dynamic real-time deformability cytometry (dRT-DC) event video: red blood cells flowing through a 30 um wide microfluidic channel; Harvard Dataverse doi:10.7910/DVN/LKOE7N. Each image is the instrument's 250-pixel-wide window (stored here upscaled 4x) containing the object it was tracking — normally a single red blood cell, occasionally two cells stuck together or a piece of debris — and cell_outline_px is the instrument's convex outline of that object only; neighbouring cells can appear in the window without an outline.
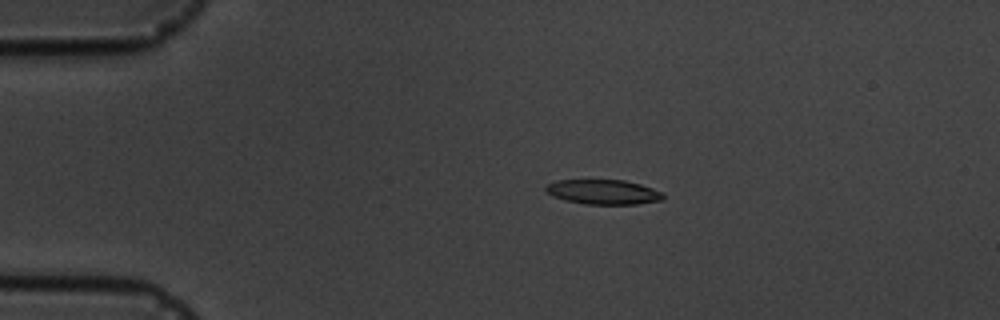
{"species": "common noctule bat (a hibernating species)", "species_latin": "Nyctalus noctula", "temperature_condition": "cold", "stored_images_in_passage": 17, "camera_frame_rate_fps": 3000, "um_per_image_px": 0.085, "animal": {"sex": "male", "body_mass_g": 19.5, "forearm_length_mm": 54.6}, "frame": {"image": 1, "passage_image": 4, "time_ms": 3.667, "image_size_px": [1000, 320], "cell_outline_px": [[664, 200], [636, 204], [584, 204], [564, 200], [552, 196], [544, 192], [544, 188], [548, 184], [556, 180], [624, 180], [640, 184], [664, 192]], "centroid_in_image_um": [51.27, 16.32], "position_along_channel_um": 33.7, "area_um2": 17.11}}
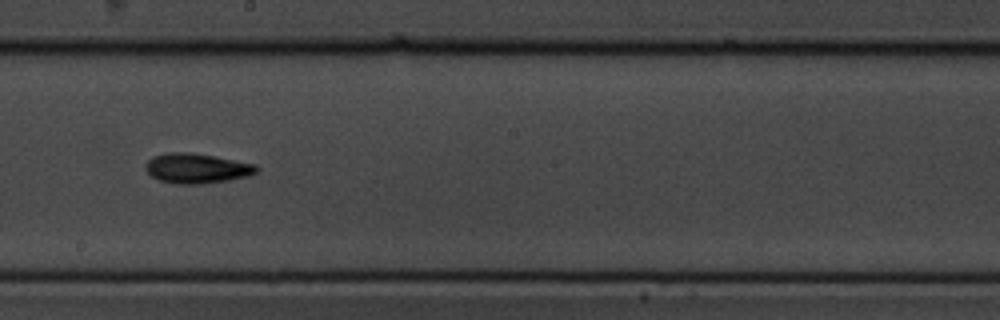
{"frame": {"image": 2, "passage_image": 10, "time_ms": 10.333, "image_size_px": [1000, 320], "cell_outline_px": [[260, 168], [252, 176], [228, 180], [200, 184], [176, 184], [160, 180], [152, 176], [144, 168], [144, 164], [152, 156], [168, 152], [192, 152], [256, 164]], "centroid_in_image_um": [16.73, 14.3], "position_along_channel_um": 231.5, "area_um2": 19.54}}
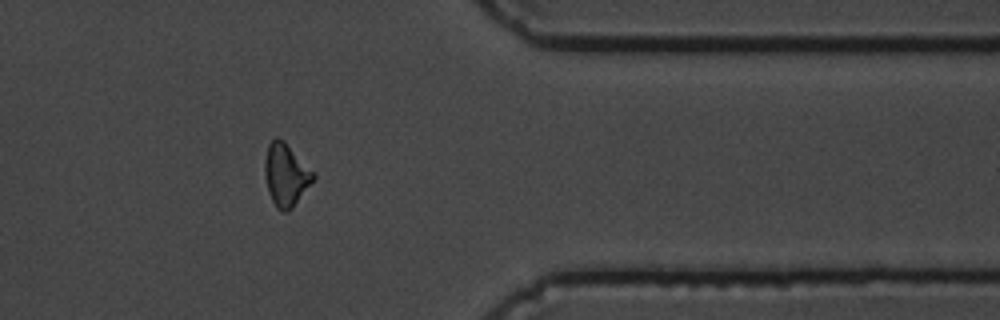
{"frame": {"image": 3, "passage_image": 14, "time_ms": 15.0, "image_size_px": [1000, 320], "cell_outline_px": [[316, 176], [292, 208], [288, 212], [284, 212], [276, 208], [268, 192], [264, 176], [264, 164], [268, 144], [276, 136], [284, 140], [316, 172]], "centroid_in_image_um": [24.3, 14.84], "position_along_channel_um": 387.1, "area_um2": 17.92}, "authors_computed_cell_mechanics": {"area_um2": 17.1666, "velocity_mm_per_s": 3.6393, "shape_relaxation_time_tau1_ms": 4.8692, "shape_relaxation_time_tau2_ms": 9.245, "deformation_change_tau1": 0.1358, "deformation_change_tau2": 0.1879}}